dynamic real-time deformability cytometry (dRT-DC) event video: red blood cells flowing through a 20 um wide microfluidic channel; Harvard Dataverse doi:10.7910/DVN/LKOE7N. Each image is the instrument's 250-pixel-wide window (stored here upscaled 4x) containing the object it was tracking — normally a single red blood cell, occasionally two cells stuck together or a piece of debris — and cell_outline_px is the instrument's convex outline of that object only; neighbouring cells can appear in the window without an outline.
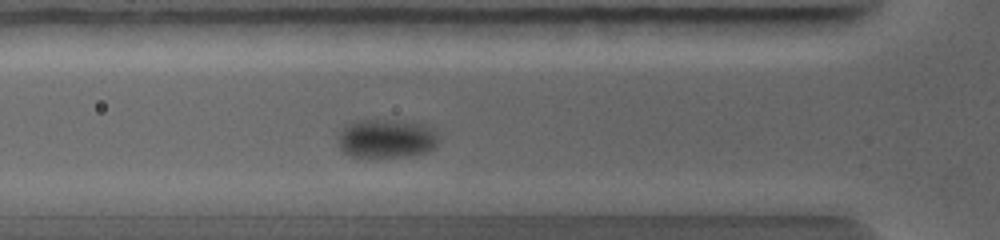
{"species": "common noctule bat (a hibernating species)", "species_latin": "Nyctalus noctula", "temperature_condition": "warm", "stored_images_in_passage": 11, "camera_frame_rate_fps": 5000, "um_per_image_px": 0.085, "animal": {"sex": "female", "body_mass_g": 19.0, "forearm_length_mm": 56.7}, "frame": {"image": 1, "passage_image": 7, "time_ms": 2.6, "image_size_px": [1000, 240], "cell_outline_px": [[440, 136], [436, 144], [428, 152], [404, 156], [352, 156], [344, 152], [340, 148], [340, 132], [348, 124], [360, 120], [388, 120], [424, 124]], "centroid_in_image_um": [32.87, 11.77], "position_along_channel_um": 92.9, "area_um2": 22.14}}
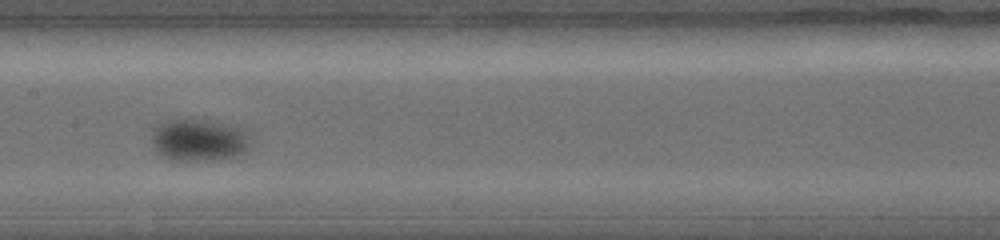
{"frame": {"image": 2, "passage_image": 10, "time_ms": 4.4, "image_size_px": [1000, 240], "cell_outline_px": [[248, 148], [240, 156], [212, 160], [172, 160], [164, 156], [152, 148], [152, 132], [156, 124], [176, 116], [188, 116], [212, 120], [244, 128], [248, 140]], "centroid_in_image_um": [16.85, 11.84], "position_along_channel_um": 190.5, "area_um2": 25.2}}